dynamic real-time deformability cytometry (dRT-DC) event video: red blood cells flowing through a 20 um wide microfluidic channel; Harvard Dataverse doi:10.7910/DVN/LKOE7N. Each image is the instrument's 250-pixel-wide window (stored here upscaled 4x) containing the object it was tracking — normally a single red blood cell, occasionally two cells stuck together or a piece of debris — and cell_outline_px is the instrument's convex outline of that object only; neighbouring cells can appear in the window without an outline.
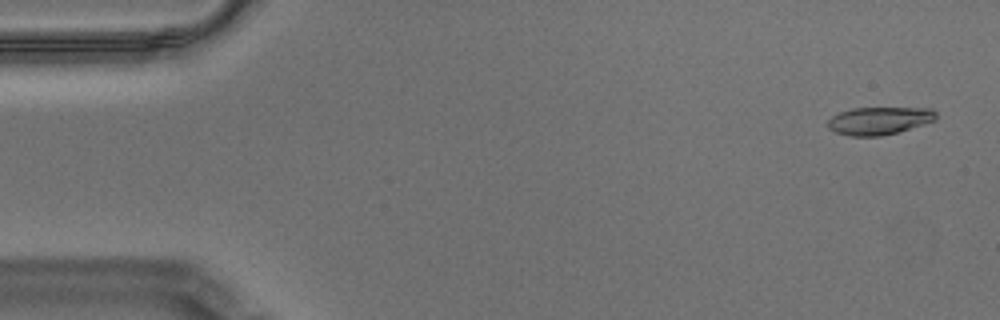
{"species": "Egyptian fruit bat (a non-hibernating species)", "species_latin": "Rousettus aegyptiacus", "temperature_condition": "warm", "stored_images_in_passage": 57, "camera_frame_rate_fps": 3000, "um_per_image_px": 0.085, "animal": {"sex": "male"}, "frame": {"image": 1, "passage_image": 2, "time_ms": 0.333, "image_size_px": [1000, 320], "cell_outline_px": [[936, 120], [896, 132], [880, 136], [852, 136], [836, 132], [828, 128], [828, 120], [832, 116], [840, 112], [852, 108], [932, 108], [936, 112]], "centroid_in_image_um": [74.72, 10.25], "position_along_channel_um": 10.3, "area_um2": 17.28}}
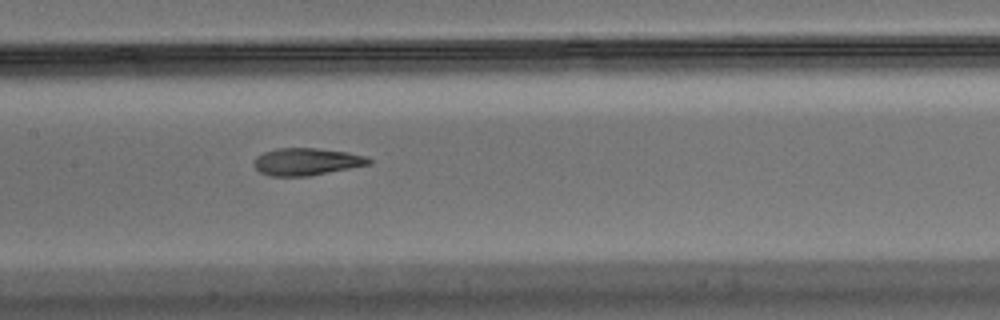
{"frame": {"image": 2, "passage_image": 27, "time_ms": 8.667, "image_size_px": [1000, 320], "cell_outline_px": [[372, 164], [308, 176], [268, 176], [260, 172], [252, 164], [256, 156], [264, 152], [276, 148], [316, 148], [348, 152], [368, 156], [372, 160]], "centroid_in_image_um": [26.06, 13.74], "position_along_channel_um": 181.3, "area_um2": 18.44}}
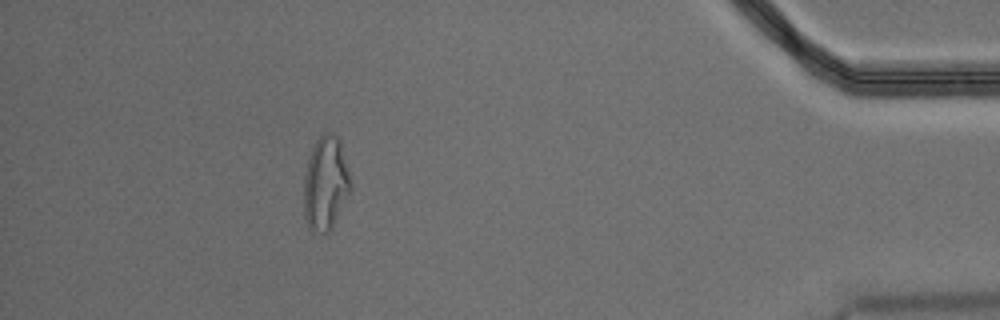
{"frame": {"image": 3, "passage_image": 51, "time_ms": 16.667, "image_size_px": [1000, 320], "cell_outline_px": [[352, 188], [332, 228], [328, 232], [312, 232], [308, 228], [304, 216], [304, 176], [308, 160], [312, 148], [316, 140], [324, 132], [332, 132], [340, 140], [352, 184]], "centroid_in_image_um": [27.68, 15.6], "position_along_channel_um": 407.5, "area_um2": 25.72}, "authors_computed_cell_mechanics": {"area_um2": 18.5538, "velocity_mm_per_s": 3.5008, "shape_relaxation_time_tau1_ms": null, "shape_relaxation_time_tau2_ms": 2.9803, "deformation_change_tau1": null, "deformation_change_tau2": 0.1245}}